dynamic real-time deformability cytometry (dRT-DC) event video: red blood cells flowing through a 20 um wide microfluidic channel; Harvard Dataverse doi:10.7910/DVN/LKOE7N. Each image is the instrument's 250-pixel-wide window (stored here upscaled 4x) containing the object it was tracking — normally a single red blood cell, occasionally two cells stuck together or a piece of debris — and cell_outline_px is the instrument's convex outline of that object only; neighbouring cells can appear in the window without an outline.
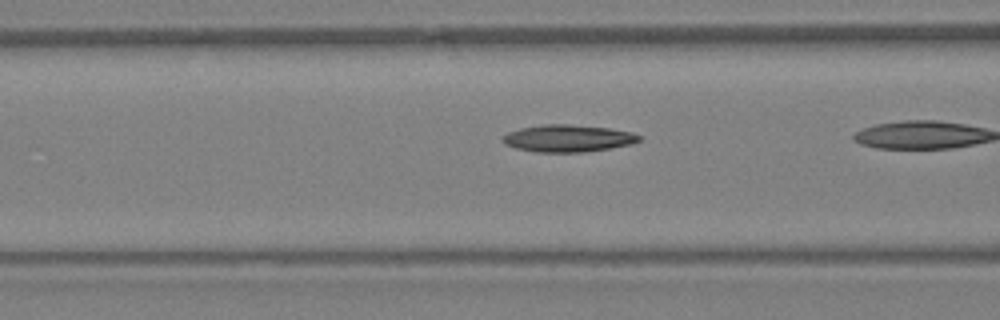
{"species": "Egyptian fruit bat (a non-hibernating species)", "species_latin": "Rousettus aegyptiacus", "temperature_condition": "warm", "stored_images_in_passage": 6, "camera_frame_rate_fps": 3000, "um_per_image_px": 0.085, "animal": {"sex": "female"}, "frame": {"image": 1, "passage_image": 5, "time_ms": 1.333, "image_size_px": [1000, 320], "cell_outline_px": [[640, 140], [632, 144], [584, 152], [536, 152], [516, 148], [504, 144], [500, 140], [508, 132], [520, 128], [544, 124], [568, 124], [608, 128], [632, 132], [640, 136]], "centroid_in_image_um": [48.24, 11.76], "position_along_channel_um": 118.4, "area_um2": 21.5}}